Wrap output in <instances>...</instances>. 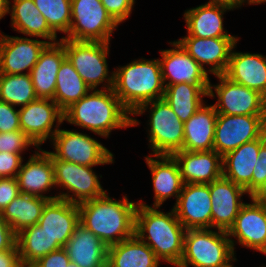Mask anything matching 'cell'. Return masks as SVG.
Masks as SVG:
<instances>
[{
    "instance_id": "1",
    "label": "cell",
    "mask_w": 266,
    "mask_h": 267,
    "mask_svg": "<svg viewBox=\"0 0 266 267\" xmlns=\"http://www.w3.org/2000/svg\"><path fill=\"white\" fill-rule=\"evenodd\" d=\"M106 90H94L79 101L73 103L64 112L63 120L78 125L107 137L112 129L135 126L138 120L130 118L131 114L115 95L113 73L107 79Z\"/></svg>"
},
{
    "instance_id": "2",
    "label": "cell",
    "mask_w": 266,
    "mask_h": 267,
    "mask_svg": "<svg viewBox=\"0 0 266 267\" xmlns=\"http://www.w3.org/2000/svg\"><path fill=\"white\" fill-rule=\"evenodd\" d=\"M136 207L126 196L114 201L105 193L78 204L80 224L110 246L134 235Z\"/></svg>"
},
{
    "instance_id": "3",
    "label": "cell",
    "mask_w": 266,
    "mask_h": 267,
    "mask_svg": "<svg viewBox=\"0 0 266 267\" xmlns=\"http://www.w3.org/2000/svg\"><path fill=\"white\" fill-rule=\"evenodd\" d=\"M154 208L142 202L137 204L134 234L154 251L159 260L178 266L183 254L186 229L173 209L164 214L157 210L158 207ZM147 232L149 242L145 241Z\"/></svg>"
},
{
    "instance_id": "4",
    "label": "cell",
    "mask_w": 266,
    "mask_h": 267,
    "mask_svg": "<svg viewBox=\"0 0 266 267\" xmlns=\"http://www.w3.org/2000/svg\"><path fill=\"white\" fill-rule=\"evenodd\" d=\"M115 95L133 113L143 104L161 99L165 86L161 65L157 60H135L113 72Z\"/></svg>"
},
{
    "instance_id": "5",
    "label": "cell",
    "mask_w": 266,
    "mask_h": 267,
    "mask_svg": "<svg viewBox=\"0 0 266 267\" xmlns=\"http://www.w3.org/2000/svg\"><path fill=\"white\" fill-rule=\"evenodd\" d=\"M226 231L189 229L184 235L183 254L177 267H233L234 241Z\"/></svg>"
},
{
    "instance_id": "6",
    "label": "cell",
    "mask_w": 266,
    "mask_h": 267,
    "mask_svg": "<svg viewBox=\"0 0 266 267\" xmlns=\"http://www.w3.org/2000/svg\"><path fill=\"white\" fill-rule=\"evenodd\" d=\"M151 106L150 143L155 155H172L183 150L184 122L174 113L164 98L141 105L133 114H143Z\"/></svg>"
},
{
    "instance_id": "7",
    "label": "cell",
    "mask_w": 266,
    "mask_h": 267,
    "mask_svg": "<svg viewBox=\"0 0 266 267\" xmlns=\"http://www.w3.org/2000/svg\"><path fill=\"white\" fill-rule=\"evenodd\" d=\"M71 23L66 39L109 42L118 24L101 0H71ZM76 21V22H75Z\"/></svg>"
},
{
    "instance_id": "8",
    "label": "cell",
    "mask_w": 266,
    "mask_h": 267,
    "mask_svg": "<svg viewBox=\"0 0 266 267\" xmlns=\"http://www.w3.org/2000/svg\"><path fill=\"white\" fill-rule=\"evenodd\" d=\"M266 133V115L218 114L213 150L221 157Z\"/></svg>"
},
{
    "instance_id": "9",
    "label": "cell",
    "mask_w": 266,
    "mask_h": 267,
    "mask_svg": "<svg viewBox=\"0 0 266 267\" xmlns=\"http://www.w3.org/2000/svg\"><path fill=\"white\" fill-rule=\"evenodd\" d=\"M66 57L83 81L94 90L107 79L109 42L75 41L61 38Z\"/></svg>"
},
{
    "instance_id": "10",
    "label": "cell",
    "mask_w": 266,
    "mask_h": 267,
    "mask_svg": "<svg viewBox=\"0 0 266 267\" xmlns=\"http://www.w3.org/2000/svg\"><path fill=\"white\" fill-rule=\"evenodd\" d=\"M52 139L57 159L91 167L113 163V154L86 134L58 129Z\"/></svg>"
},
{
    "instance_id": "11",
    "label": "cell",
    "mask_w": 266,
    "mask_h": 267,
    "mask_svg": "<svg viewBox=\"0 0 266 267\" xmlns=\"http://www.w3.org/2000/svg\"><path fill=\"white\" fill-rule=\"evenodd\" d=\"M50 158L54 168L55 185L65 187L78 198L62 193L58 195V199L79 204L105 194L91 166H82L57 159L51 152Z\"/></svg>"
},
{
    "instance_id": "12",
    "label": "cell",
    "mask_w": 266,
    "mask_h": 267,
    "mask_svg": "<svg viewBox=\"0 0 266 267\" xmlns=\"http://www.w3.org/2000/svg\"><path fill=\"white\" fill-rule=\"evenodd\" d=\"M217 77L220 84L214 86L218 97L214 107L218 114L266 115V98L263 95L231 81L224 74Z\"/></svg>"
},
{
    "instance_id": "13",
    "label": "cell",
    "mask_w": 266,
    "mask_h": 267,
    "mask_svg": "<svg viewBox=\"0 0 266 267\" xmlns=\"http://www.w3.org/2000/svg\"><path fill=\"white\" fill-rule=\"evenodd\" d=\"M212 200L208 184L187 183L173 210L186 230L212 227Z\"/></svg>"
},
{
    "instance_id": "14",
    "label": "cell",
    "mask_w": 266,
    "mask_h": 267,
    "mask_svg": "<svg viewBox=\"0 0 266 267\" xmlns=\"http://www.w3.org/2000/svg\"><path fill=\"white\" fill-rule=\"evenodd\" d=\"M56 119L59 125L64 121V116L63 111L53 99L38 98L19 109L21 131L38 149L40 144L45 142L49 136L52 139L57 132L58 126H55L56 130L51 131Z\"/></svg>"
},
{
    "instance_id": "15",
    "label": "cell",
    "mask_w": 266,
    "mask_h": 267,
    "mask_svg": "<svg viewBox=\"0 0 266 267\" xmlns=\"http://www.w3.org/2000/svg\"><path fill=\"white\" fill-rule=\"evenodd\" d=\"M176 49L162 50L160 61L163 81L170 79L165 85L189 83L197 86H210L209 96L214 97L207 71L203 69L176 41L172 43Z\"/></svg>"
},
{
    "instance_id": "16",
    "label": "cell",
    "mask_w": 266,
    "mask_h": 267,
    "mask_svg": "<svg viewBox=\"0 0 266 267\" xmlns=\"http://www.w3.org/2000/svg\"><path fill=\"white\" fill-rule=\"evenodd\" d=\"M237 37L200 38L184 37L177 42L204 69L203 64L212 65L209 72L217 75L225 74L230 54L235 47Z\"/></svg>"
},
{
    "instance_id": "17",
    "label": "cell",
    "mask_w": 266,
    "mask_h": 267,
    "mask_svg": "<svg viewBox=\"0 0 266 267\" xmlns=\"http://www.w3.org/2000/svg\"><path fill=\"white\" fill-rule=\"evenodd\" d=\"M48 43L54 42L1 35L0 73L26 74L21 72L29 69L27 73L30 74L40 53Z\"/></svg>"
},
{
    "instance_id": "18",
    "label": "cell",
    "mask_w": 266,
    "mask_h": 267,
    "mask_svg": "<svg viewBox=\"0 0 266 267\" xmlns=\"http://www.w3.org/2000/svg\"><path fill=\"white\" fill-rule=\"evenodd\" d=\"M184 184H208L223 176L222 157L214 150L185 151L172 154Z\"/></svg>"
},
{
    "instance_id": "19",
    "label": "cell",
    "mask_w": 266,
    "mask_h": 267,
    "mask_svg": "<svg viewBox=\"0 0 266 267\" xmlns=\"http://www.w3.org/2000/svg\"><path fill=\"white\" fill-rule=\"evenodd\" d=\"M209 191L212 200V227L228 232L244 204L240 198L247 192L223 176L209 183Z\"/></svg>"
},
{
    "instance_id": "20",
    "label": "cell",
    "mask_w": 266,
    "mask_h": 267,
    "mask_svg": "<svg viewBox=\"0 0 266 267\" xmlns=\"http://www.w3.org/2000/svg\"><path fill=\"white\" fill-rule=\"evenodd\" d=\"M79 224L78 204L62 199L48 201L38 221V225L62 247L66 245Z\"/></svg>"
},
{
    "instance_id": "21",
    "label": "cell",
    "mask_w": 266,
    "mask_h": 267,
    "mask_svg": "<svg viewBox=\"0 0 266 267\" xmlns=\"http://www.w3.org/2000/svg\"><path fill=\"white\" fill-rule=\"evenodd\" d=\"M243 204L229 229L228 236L238 238L240 244L266 254V208L252 200Z\"/></svg>"
},
{
    "instance_id": "22",
    "label": "cell",
    "mask_w": 266,
    "mask_h": 267,
    "mask_svg": "<svg viewBox=\"0 0 266 267\" xmlns=\"http://www.w3.org/2000/svg\"><path fill=\"white\" fill-rule=\"evenodd\" d=\"M266 141V133L246 142L222 157L223 177L243 187L252 194V174L257 163L260 146ZM228 172V173H227Z\"/></svg>"
},
{
    "instance_id": "23",
    "label": "cell",
    "mask_w": 266,
    "mask_h": 267,
    "mask_svg": "<svg viewBox=\"0 0 266 267\" xmlns=\"http://www.w3.org/2000/svg\"><path fill=\"white\" fill-rule=\"evenodd\" d=\"M19 191L22 194H29L46 198L49 201L58 199V196H44L55 185L54 168L50 158V152L41 150L32 155L25 165H21L16 177Z\"/></svg>"
},
{
    "instance_id": "24",
    "label": "cell",
    "mask_w": 266,
    "mask_h": 267,
    "mask_svg": "<svg viewBox=\"0 0 266 267\" xmlns=\"http://www.w3.org/2000/svg\"><path fill=\"white\" fill-rule=\"evenodd\" d=\"M66 58L63 43H48L39 55L30 72L35 94L38 98L53 99L56 89V76Z\"/></svg>"
},
{
    "instance_id": "25",
    "label": "cell",
    "mask_w": 266,
    "mask_h": 267,
    "mask_svg": "<svg viewBox=\"0 0 266 267\" xmlns=\"http://www.w3.org/2000/svg\"><path fill=\"white\" fill-rule=\"evenodd\" d=\"M63 248L79 267H107L108 246L81 224Z\"/></svg>"
},
{
    "instance_id": "26",
    "label": "cell",
    "mask_w": 266,
    "mask_h": 267,
    "mask_svg": "<svg viewBox=\"0 0 266 267\" xmlns=\"http://www.w3.org/2000/svg\"><path fill=\"white\" fill-rule=\"evenodd\" d=\"M224 75L266 98V57L261 54L231 52Z\"/></svg>"
},
{
    "instance_id": "27",
    "label": "cell",
    "mask_w": 266,
    "mask_h": 267,
    "mask_svg": "<svg viewBox=\"0 0 266 267\" xmlns=\"http://www.w3.org/2000/svg\"><path fill=\"white\" fill-rule=\"evenodd\" d=\"M156 160L147 156L146 162L152 172L155 202L153 207H160L169 197L178 199L184 186L178 163L172 155H155Z\"/></svg>"
},
{
    "instance_id": "28",
    "label": "cell",
    "mask_w": 266,
    "mask_h": 267,
    "mask_svg": "<svg viewBox=\"0 0 266 267\" xmlns=\"http://www.w3.org/2000/svg\"><path fill=\"white\" fill-rule=\"evenodd\" d=\"M218 113L214 105L204 104L184 122L185 151L213 150L215 125Z\"/></svg>"
},
{
    "instance_id": "29",
    "label": "cell",
    "mask_w": 266,
    "mask_h": 267,
    "mask_svg": "<svg viewBox=\"0 0 266 267\" xmlns=\"http://www.w3.org/2000/svg\"><path fill=\"white\" fill-rule=\"evenodd\" d=\"M154 251L135 234L108 246L107 267H158Z\"/></svg>"
},
{
    "instance_id": "30",
    "label": "cell",
    "mask_w": 266,
    "mask_h": 267,
    "mask_svg": "<svg viewBox=\"0 0 266 267\" xmlns=\"http://www.w3.org/2000/svg\"><path fill=\"white\" fill-rule=\"evenodd\" d=\"M228 7L204 4L187 10L184 18L187 24L188 36L200 38L234 37L223 29L222 15Z\"/></svg>"
},
{
    "instance_id": "31",
    "label": "cell",
    "mask_w": 266,
    "mask_h": 267,
    "mask_svg": "<svg viewBox=\"0 0 266 267\" xmlns=\"http://www.w3.org/2000/svg\"><path fill=\"white\" fill-rule=\"evenodd\" d=\"M49 200L46 198L20 193L1 212L3 219L15 234L21 230L38 224L44 206Z\"/></svg>"
},
{
    "instance_id": "32",
    "label": "cell",
    "mask_w": 266,
    "mask_h": 267,
    "mask_svg": "<svg viewBox=\"0 0 266 267\" xmlns=\"http://www.w3.org/2000/svg\"><path fill=\"white\" fill-rule=\"evenodd\" d=\"M210 86L189 83L165 85L163 98L182 122H186L203 105L202 95L209 96Z\"/></svg>"
},
{
    "instance_id": "33",
    "label": "cell",
    "mask_w": 266,
    "mask_h": 267,
    "mask_svg": "<svg viewBox=\"0 0 266 267\" xmlns=\"http://www.w3.org/2000/svg\"><path fill=\"white\" fill-rule=\"evenodd\" d=\"M11 11L12 26L20 33L37 36L56 42L55 34L37 9L33 0H13Z\"/></svg>"
},
{
    "instance_id": "34",
    "label": "cell",
    "mask_w": 266,
    "mask_h": 267,
    "mask_svg": "<svg viewBox=\"0 0 266 267\" xmlns=\"http://www.w3.org/2000/svg\"><path fill=\"white\" fill-rule=\"evenodd\" d=\"M16 245L22 265H32L50 252L63 248L57 241H53L38 224L17 233Z\"/></svg>"
},
{
    "instance_id": "35",
    "label": "cell",
    "mask_w": 266,
    "mask_h": 267,
    "mask_svg": "<svg viewBox=\"0 0 266 267\" xmlns=\"http://www.w3.org/2000/svg\"><path fill=\"white\" fill-rule=\"evenodd\" d=\"M93 91L77 73L72 63L66 57L60 65L56 76V89L53 100L64 112L73 103Z\"/></svg>"
},
{
    "instance_id": "36",
    "label": "cell",
    "mask_w": 266,
    "mask_h": 267,
    "mask_svg": "<svg viewBox=\"0 0 266 267\" xmlns=\"http://www.w3.org/2000/svg\"><path fill=\"white\" fill-rule=\"evenodd\" d=\"M37 99L30 74L0 73L1 101L13 106H25Z\"/></svg>"
},
{
    "instance_id": "37",
    "label": "cell",
    "mask_w": 266,
    "mask_h": 267,
    "mask_svg": "<svg viewBox=\"0 0 266 267\" xmlns=\"http://www.w3.org/2000/svg\"><path fill=\"white\" fill-rule=\"evenodd\" d=\"M33 2L55 34L57 31L68 34L71 23V0H33Z\"/></svg>"
},
{
    "instance_id": "38",
    "label": "cell",
    "mask_w": 266,
    "mask_h": 267,
    "mask_svg": "<svg viewBox=\"0 0 266 267\" xmlns=\"http://www.w3.org/2000/svg\"><path fill=\"white\" fill-rule=\"evenodd\" d=\"M35 144L21 130L0 132V152L18 153Z\"/></svg>"
},
{
    "instance_id": "39",
    "label": "cell",
    "mask_w": 266,
    "mask_h": 267,
    "mask_svg": "<svg viewBox=\"0 0 266 267\" xmlns=\"http://www.w3.org/2000/svg\"><path fill=\"white\" fill-rule=\"evenodd\" d=\"M21 130L19 121V110L14 106L0 100V132H11Z\"/></svg>"
},
{
    "instance_id": "40",
    "label": "cell",
    "mask_w": 266,
    "mask_h": 267,
    "mask_svg": "<svg viewBox=\"0 0 266 267\" xmlns=\"http://www.w3.org/2000/svg\"><path fill=\"white\" fill-rule=\"evenodd\" d=\"M135 0H101L103 6L117 23L124 21L131 13Z\"/></svg>"
},
{
    "instance_id": "41",
    "label": "cell",
    "mask_w": 266,
    "mask_h": 267,
    "mask_svg": "<svg viewBox=\"0 0 266 267\" xmlns=\"http://www.w3.org/2000/svg\"><path fill=\"white\" fill-rule=\"evenodd\" d=\"M22 161L18 153L0 152V178H16Z\"/></svg>"
},
{
    "instance_id": "42",
    "label": "cell",
    "mask_w": 266,
    "mask_h": 267,
    "mask_svg": "<svg viewBox=\"0 0 266 267\" xmlns=\"http://www.w3.org/2000/svg\"><path fill=\"white\" fill-rule=\"evenodd\" d=\"M20 194L15 177L0 178V212H2Z\"/></svg>"
},
{
    "instance_id": "43",
    "label": "cell",
    "mask_w": 266,
    "mask_h": 267,
    "mask_svg": "<svg viewBox=\"0 0 266 267\" xmlns=\"http://www.w3.org/2000/svg\"><path fill=\"white\" fill-rule=\"evenodd\" d=\"M70 263L68 254L64 248L50 252L49 254L41 257L32 267H67Z\"/></svg>"
},
{
    "instance_id": "44",
    "label": "cell",
    "mask_w": 266,
    "mask_h": 267,
    "mask_svg": "<svg viewBox=\"0 0 266 267\" xmlns=\"http://www.w3.org/2000/svg\"><path fill=\"white\" fill-rule=\"evenodd\" d=\"M266 180V141L260 146L257 163L252 174V193Z\"/></svg>"
},
{
    "instance_id": "45",
    "label": "cell",
    "mask_w": 266,
    "mask_h": 267,
    "mask_svg": "<svg viewBox=\"0 0 266 267\" xmlns=\"http://www.w3.org/2000/svg\"><path fill=\"white\" fill-rule=\"evenodd\" d=\"M16 244V234L3 219L0 212V251L11 249Z\"/></svg>"
},
{
    "instance_id": "46",
    "label": "cell",
    "mask_w": 266,
    "mask_h": 267,
    "mask_svg": "<svg viewBox=\"0 0 266 267\" xmlns=\"http://www.w3.org/2000/svg\"><path fill=\"white\" fill-rule=\"evenodd\" d=\"M18 247L15 244L11 249L0 251V267H21Z\"/></svg>"
},
{
    "instance_id": "47",
    "label": "cell",
    "mask_w": 266,
    "mask_h": 267,
    "mask_svg": "<svg viewBox=\"0 0 266 267\" xmlns=\"http://www.w3.org/2000/svg\"><path fill=\"white\" fill-rule=\"evenodd\" d=\"M251 199L266 208V180L251 195Z\"/></svg>"
},
{
    "instance_id": "48",
    "label": "cell",
    "mask_w": 266,
    "mask_h": 267,
    "mask_svg": "<svg viewBox=\"0 0 266 267\" xmlns=\"http://www.w3.org/2000/svg\"><path fill=\"white\" fill-rule=\"evenodd\" d=\"M208 4L221 5L233 9L240 7L242 0H210Z\"/></svg>"
},
{
    "instance_id": "49",
    "label": "cell",
    "mask_w": 266,
    "mask_h": 267,
    "mask_svg": "<svg viewBox=\"0 0 266 267\" xmlns=\"http://www.w3.org/2000/svg\"><path fill=\"white\" fill-rule=\"evenodd\" d=\"M9 0H0V19L4 17L6 13H9Z\"/></svg>"
},
{
    "instance_id": "50",
    "label": "cell",
    "mask_w": 266,
    "mask_h": 267,
    "mask_svg": "<svg viewBox=\"0 0 266 267\" xmlns=\"http://www.w3.org/2000/svg\"><path fill=\"white\" fill-rule=\"evenodd\" d=\"M245 0H242V3H244ZM266 0H248L249 4H260L264 3Z\"/></svg>"
},
{
    "instance_id": "51",
    "label": "cell",
    "mask_w": 266,
    "mask_h": 267,
    "mask_svg": "<svg viewBox=\"0 0 266 267\" xmlns=\"http://www.w3.org/2000/svg\"><path fill=\"white\" fill-rule=\"evenodd\" d=\"M67 267H79V266L73 262H70Z\"/></svg>"
},
{
    "instance_id": "52",
    "label": "cell",
    "mask_w": 266,
    "mask_h": 267,
    "mask_svg": "<svg viewBox=\"0 0 266 267\" xmlns=\"http://www.w3.org/2000/svg\"><path fill=\"white\" fill-rule=\"evenodd\" d=\"M21 267H32L31 265H22Z\"/></svg>"
}]
</instances>
